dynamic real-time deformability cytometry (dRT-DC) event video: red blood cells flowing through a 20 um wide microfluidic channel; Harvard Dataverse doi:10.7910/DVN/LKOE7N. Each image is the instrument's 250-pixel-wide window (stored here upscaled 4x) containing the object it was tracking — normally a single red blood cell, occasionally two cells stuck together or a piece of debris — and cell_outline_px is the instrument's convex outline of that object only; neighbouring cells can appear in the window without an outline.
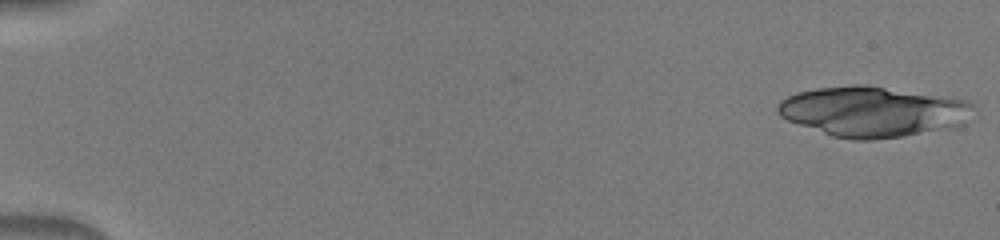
{"species": "human", "species_latin": "Homo sapiens", "temperature_condition": "warm", "stored_images_in_passage": 27, "camera_frame_rate_fps": 3000, "um_per_image_px": 0.085, "donor": {"sex": "male"}, "frame": {"image": 1, "passage_image": 1, "time_ms": 0.0, "image_size_px": [1000, 240], "cell_outline_px": [[976, 108], [964, 124], [956, 128], [872, 140], [852, 140], [832, 136], [788, 120], [780, 116], [776, 108], [780, 100], [796, 92], [816, 88], [852, 84], [864, 84], [948, 96], [964, 100], [972, 104]], "centroid_in_image_um": [74.23, 9.48], "position_along_channel_um": 10.8, "area_um2": 57.92}}
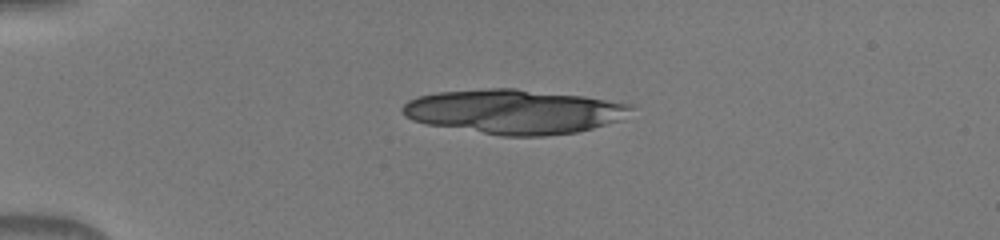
{"frame": {"image": 2, "passage_image": 12, "time_ms": 3.667, "image_size_px": [1000, 240], "cell_outline_px": [[636, 108], [620, 120], [592, 128], [576, 132], [544, 136], [500, 136], [428, 124], [412, 120], [404, 116], [400, 108], [408, 100], [416, 96], [436, 92], [488, 88], [516, 88], [584, 96], [636, 104]], "centroid_in_image_um": [43.71, 9.48], "position_along_channel_um": 41.3, "area_um2": 59.65}}